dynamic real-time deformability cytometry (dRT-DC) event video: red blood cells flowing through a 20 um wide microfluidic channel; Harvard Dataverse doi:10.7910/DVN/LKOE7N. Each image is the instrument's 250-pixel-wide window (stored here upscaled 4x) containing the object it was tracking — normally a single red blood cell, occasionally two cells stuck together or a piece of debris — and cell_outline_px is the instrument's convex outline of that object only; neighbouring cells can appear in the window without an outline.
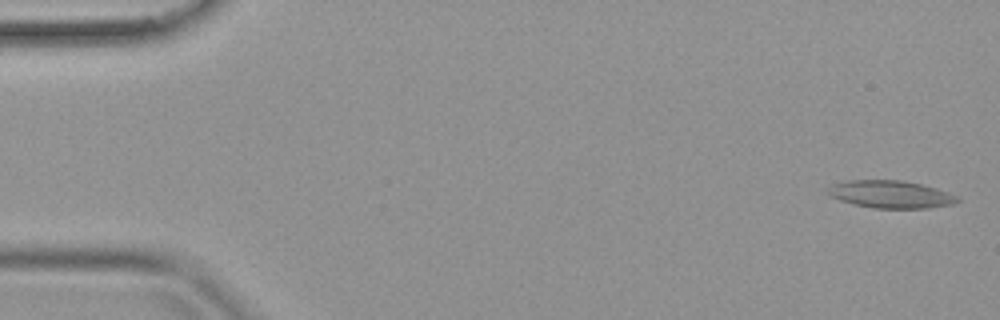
{"species": "common noctule bat (a hibernating species)", "species_latin": "Nyctalus noctula", "temperature_condition": "warm", "stored_images_in_passage": 40, "camera_frame_rate_fps": 3000, "um_per_image_px": 0.085, "animal": {"sex": "female", "body_mass_g": 19.9}, "frame": {"image": 1, "passage_image": 1, "time_ms": 0.0, "image_size_px": [1000, 320], "cell_outline_px": [[960, 200], [952, 204], [928, 208], [872, 208], [840, 200], [832, 196], [828, 192], [828, 188], [832, 184], [848, 180], [900, 180], [920, 184], [936, 188], [948, 192], [956, 196]], "centroid_in_image_um": [75.71, 16.51], "position_along_channel_um": 9.3, "area_um2": 20.52}}
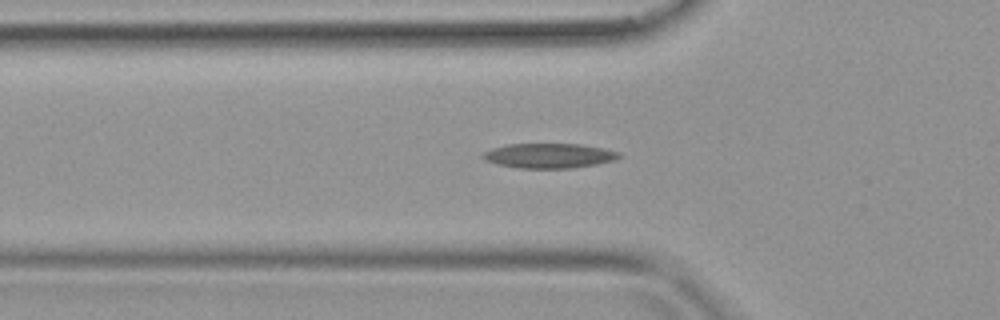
{"frame": {"image": 2, "passage_image": 13, "time_ms": 4.0, "image_size_px": [1000, 320], "cell_outline_px": [[624, 156], [616, 160], [596, 164], [572, 168], [520, 168], [496, 164], [484, 160], [480, 156], [484, 152], [492, 148], [508, 144], [580, 144], [604, 148], [620, 152]], "centroid_in_image_um": [46.69, 13.23], "position_along_channel_um": 79.1, "area_um2": 19.83}}
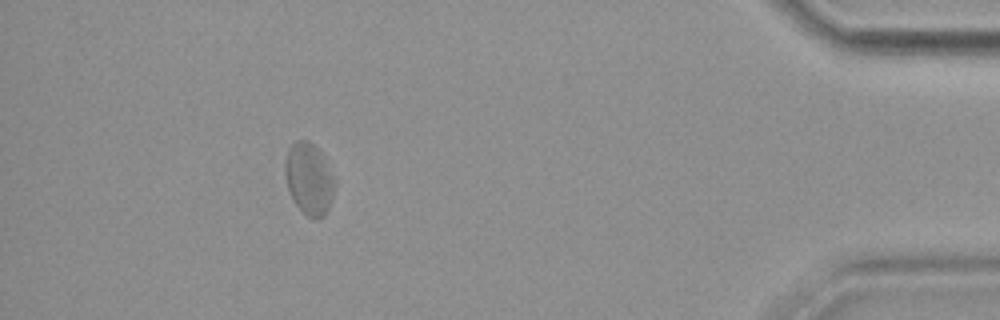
{"frame": {"image": 3, "passage_image": 36, "time_ms": 11.667, "image_size_px": [1000, 320], "cell_outline_px": [[336, 184], [328, 208], [324, 216], [316, 220], [308, 216], [296, 204], [288, 188], [284, 172], [284, 164], [288, 148], [296, 140], [308, 140], [324, 156]], "centroid_in_image_um": [26.26, 15.18], "position_along_channel_um": 408.9, "area_um2": 20.58}}